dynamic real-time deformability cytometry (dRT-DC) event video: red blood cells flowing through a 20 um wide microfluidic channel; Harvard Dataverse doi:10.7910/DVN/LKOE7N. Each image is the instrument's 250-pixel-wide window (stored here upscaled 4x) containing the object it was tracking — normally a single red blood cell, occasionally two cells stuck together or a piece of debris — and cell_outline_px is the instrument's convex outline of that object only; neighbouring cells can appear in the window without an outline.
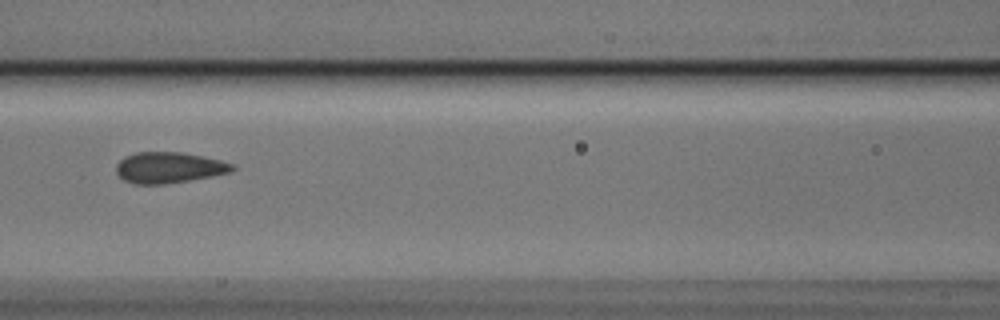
{"species": "Egyptian fruit bat (a non-hibernating species)", "species_latin": "Rousettus aegyptiacus", "temperature_condition": "cold", "stored_images_in_passage": 6, "camera_frame_rate_fps": 3000, "um_per_image_px": 0.085, "animal": {"sex": "male"}, "frame": {"image": 1, "passage_image": 6, "time_ms": 1.667, "image_size_px": [1000, 320], "cell_outline_px": [[236, 168], [228, 172], [212, 176], [164, 184], [136, 184], [124, 180], [116, 172], [116, 164], [124, 156], [136, 152], [180, 152], [204, 156], [236, 164]], "centroid_in_image_um": [14.36, 14.23], "position_along_channel_um": 152.2, "area_um2": 20.92}}